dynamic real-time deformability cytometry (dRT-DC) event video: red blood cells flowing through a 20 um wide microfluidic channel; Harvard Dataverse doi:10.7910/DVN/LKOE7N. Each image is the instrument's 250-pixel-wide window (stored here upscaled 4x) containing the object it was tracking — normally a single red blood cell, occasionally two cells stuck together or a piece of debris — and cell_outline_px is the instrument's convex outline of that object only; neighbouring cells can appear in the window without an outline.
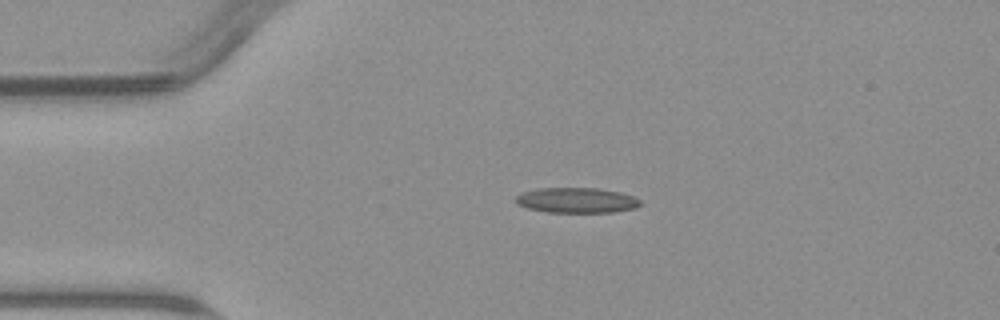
{"species": "common noctule bat (a hibernating species)", "species_latin": "Nyctalus noctula", "temperature_condition": "warm", "stored_images_in_passage": 3, "camera_frame_rate_fps": 3000, "um_per_image_px": 0.085, "animal": {"sex": "male", "body_mass_g": 23.1, "forearm_length_mm": 52.7}, "frame": {"image": 1, "passage_image": 2, "time_ms": 1.0, "image_size_px": [1000, 320], "cell_outline_px": [[640, 204], [636, 208], [612, 212], [548, 212], [528, 208], [516, 204], [516, 196], [520, 192], [540, 188], [596, 188], [620, 192], [632, 196], [640, 200]], "centroid_in_image_um": [48.98, 17.02], "position_along_channel_um": 36.0, "area_um2": 18.26}}